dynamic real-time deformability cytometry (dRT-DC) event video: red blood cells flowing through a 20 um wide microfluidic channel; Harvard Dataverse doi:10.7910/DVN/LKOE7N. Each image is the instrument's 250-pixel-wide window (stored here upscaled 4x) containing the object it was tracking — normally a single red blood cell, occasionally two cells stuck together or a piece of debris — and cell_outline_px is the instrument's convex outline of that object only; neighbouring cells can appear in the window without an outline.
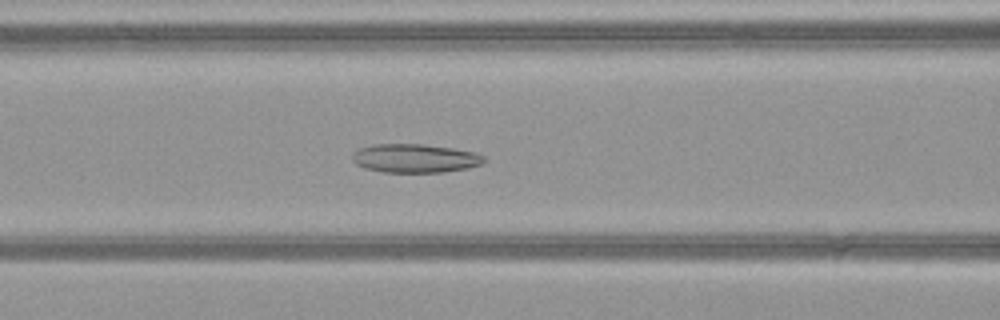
{"species": "common noctule bat (a hibernating species)", "species_latin": "Nyctalus noctula", "temperature_condition": "warm", "stored_images_in_passage": 51, "camera_frame_rate_fps": 3000, "um_per_image_px": 0.085, "animal": {"sex": "female", "body_mass_g": 21.9}, "frame": {"image": 1, "passage_image": 22, "time_ms": 7.0, "image_size_px": [1000, 320], "cell_outline_px": [[484, 160], [480, 164], [468, 168], [444, 172], [384, 172], [364, 168], [356, 164], [352, 160], [352, 152], [360, 148], [372, 144], [424, 144], [452, 148], [476, 152], [484, 156]], "centroid_in_image_um": [35.24, 13.45], "position_along_channel_um": 131.4, "area_um2": 22.08}}
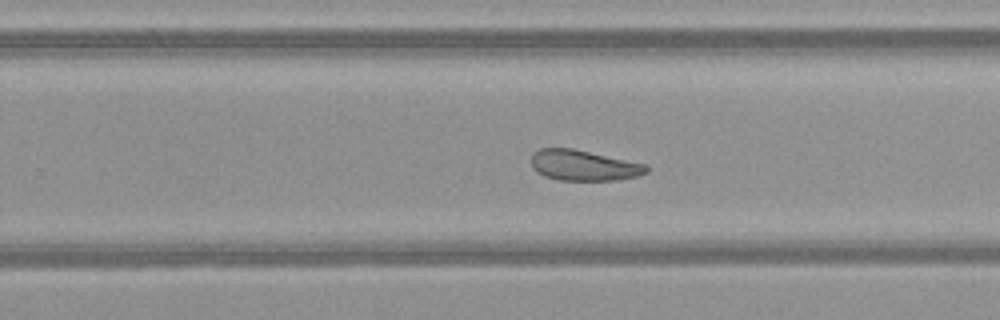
{"frame": {"image": 2, "passage_image": 33, "time_ms": 10.667, "image_size_px": [1000, 320], "cell_outline_px": [[648, 172], [636, 176], [616, 180], [560, 180], [544, 176], [536, 172], [532, 168], [532, 152], [540, 148], [572, 148], [648, 164]], "centroid_in_image_um": [49.6, 14.05], "position_along_channel_um": 280.2, "area_um2": 20.63}}
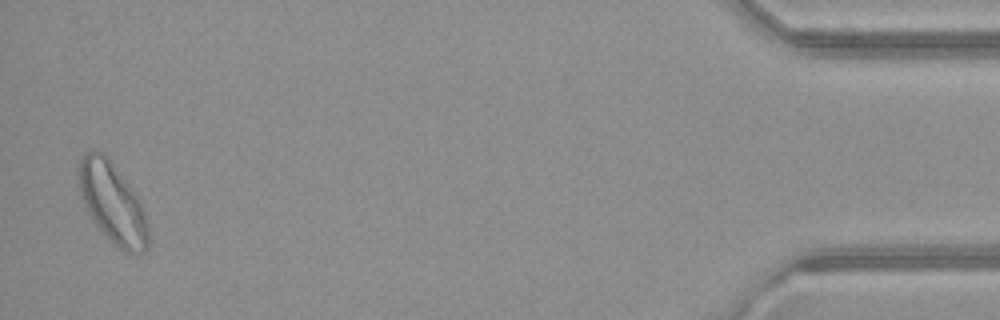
{"frame": {"image": 3, "passage_image": 50, "time_ms": 16.333, "image_size_px": [1000, 320], "cell_outline_px": [[148, 248], [144, 252], [124, 252], [96, 224], [84, 208], [80, 196], [76, 172], [76, 168], [80, 156], [84, 152], [92, 148], [104, 152], [112, 160], [140, 200], [148, 224]], "centroid_in_image_um": [9.51, 17.14], "position_along_channel_um": 425.7, "area_um2": 33.18}, "authors_computed_cell_mechanics": {"area_um2": 26.1834, "velocity_mm_per_s": 4.0641, "shape_relaxation_time_tau1_ms": null, "shape_relaxation_time_tau2_ms": 7.6536, "deformation_change_tau1": null, "deformation_change_tau2": 0.1669}}